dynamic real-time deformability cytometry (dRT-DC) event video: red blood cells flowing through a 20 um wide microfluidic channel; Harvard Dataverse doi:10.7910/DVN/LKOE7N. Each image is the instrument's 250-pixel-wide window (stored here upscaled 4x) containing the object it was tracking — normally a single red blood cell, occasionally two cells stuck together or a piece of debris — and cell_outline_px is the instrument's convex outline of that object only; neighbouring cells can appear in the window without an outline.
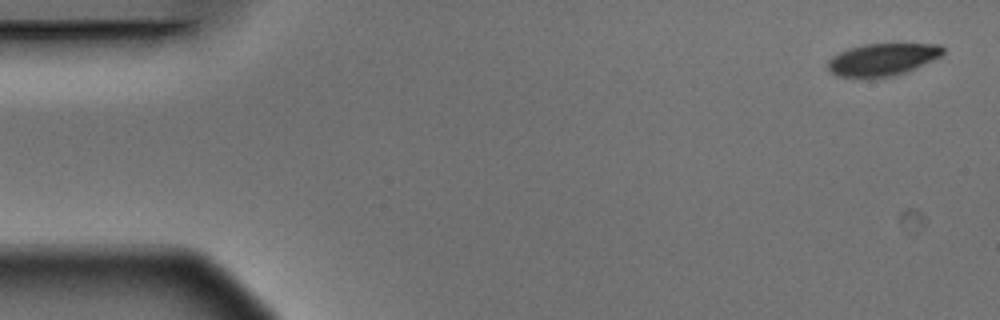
{"species": "Egyptian fruit bat (a non-hibernating species)", "species_latin": "Rousettus aegyptiacus", "temperature_condition": "warm", "stored_images_in_passage": 4, "camera_frame_rate_fps": 3000, "um_per_image_px": 0.085, "animal": {"sex": "male"}, "frame": {"image": 1, "passage_image": 1, "time_ms": 0.0, "image_size_px": [1000, 320], "cell_outline_px": [[944, 52], [940, 56], [908, 72], [896, 76], [836, 76], [828, 68], [828, 60], [832, 56], [848, 48], [864, 44], [940, 44], [944, 48]], "centroid_in_image_um": [75.03, 5.04], "position_along_channel_um": 10.0, "area_um2": 21.39}}
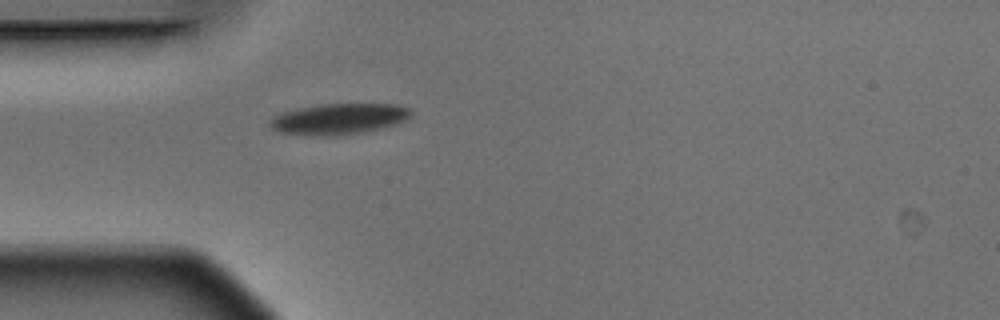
{"frame": {"image": 2, "passage_image": 4, "time_ms": 1.0, "image_size_px": [1000, 320], "cell_outline_px": [[412, 112], [404, 120], [380, 128], [364, 132], [332, 136], [312, 136], [280, 132], [272, 128], [268, 124], [276, 116], [284, 112], [300, 108], [320, 104], [396, 104], [408, 108]], "centroid_in_image_um": [28.78, 10.11], "position_along_channel_um": 56.2, "area_um2": 24.97}}